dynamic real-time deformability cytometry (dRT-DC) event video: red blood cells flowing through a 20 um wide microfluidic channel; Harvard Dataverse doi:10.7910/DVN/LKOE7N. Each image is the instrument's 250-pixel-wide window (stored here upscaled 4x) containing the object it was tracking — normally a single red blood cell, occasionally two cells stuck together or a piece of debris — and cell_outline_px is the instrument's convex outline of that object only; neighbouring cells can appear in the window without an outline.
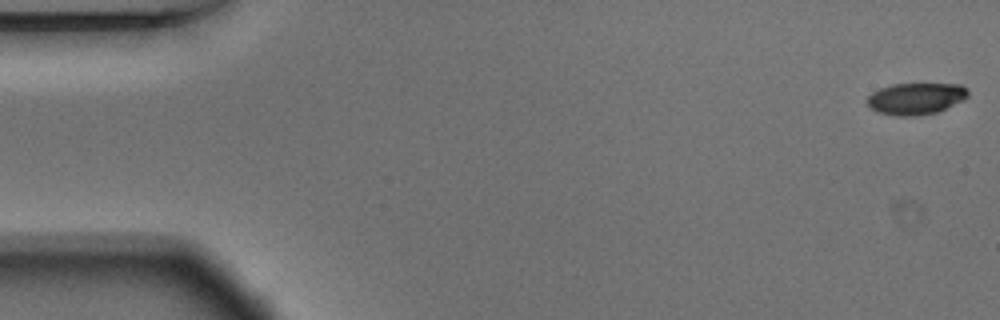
{"species": "Egyptian fruit bat (a non-hibernating species)", "species_latin": "Rousettus aegyptiacus", "temperature_condition": "warm", "stored_images_in_passage": 54, "camera_frame_rate_fps": 3000, "um_per_image_px": 0.085, "animal": {"sex": "male"}, "frame": {"image": 1, "passage_image": 1, "time_ms": 0.0, "image_size_px": [1000, 320], "cell_outline_px": [[968, 96], [936, 112], [916, 116], [896, 116], [876, 112], [868, 104], [868, 96], [872, 92], [880, 88], [892, 84], [960, 84], [968, 88]], "centroid_in_image_um": [77.81, 8.37], "position_along_channel_um": 7.2, "area_um2": 18.38}}
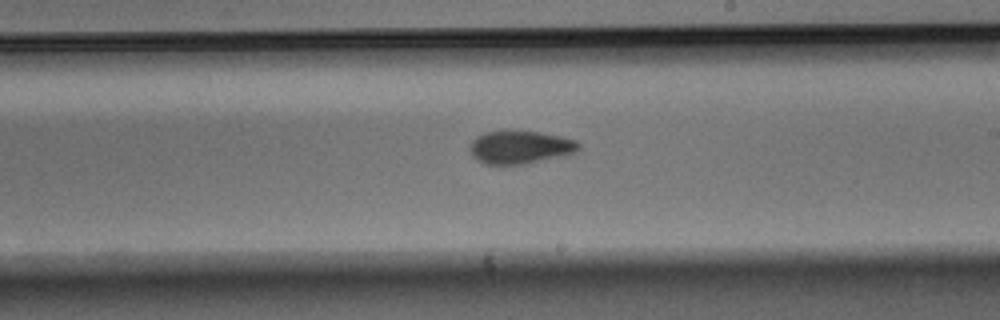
{"frame": {"image": 2, "passage_image": 31, "time_ms": 10.0, "image_size_px": [1000, 320], "cell_outline_px": [[580, 148], [576, 152], [564, 156], [528, 164], [484, 164], [476, 160], [472, 156], [468, 148], [472, 140], [476, 136], [488, 132], [536, 132], [560, 136], [576, 140], [580, 144]], "centroid_in_image_um": [44.22, 12.54], "position_along_channel_um": 244.8, "area_um2": 20.92}}
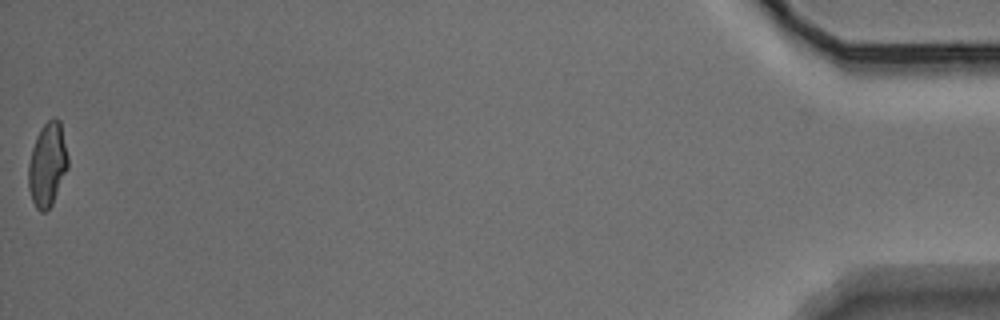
{"frame": {"image": 3, "passage_image": 54, "time_ms": 17.667, "image_size_px": [1000, 320], "cell_outline_px": [[68, 168], [52, 204], [44, 212], [40, 212], [36, 208], [32, 200], [28, 188], [28, 164], [32, 148], [36, 136], [40, 128], [52, 116], [56, 116], [60, 120], [68, 156]], "centroid_in_image_um": [4.03, 13.96], "position_along_channel_um": 431.2, "area_um2": 19.48}, "authors_computed_cell_mechanics": {"area_um2": 20.23, "velocity_mm_per_s": 3.7354, "shape_relaxation_time_tau1_ms": 5.2002, "shape_relaxation_time_tau2_ms": 2.998, "deformation_change_tau1": 0.1504, "deformation_change_tau2": 0.0845}}